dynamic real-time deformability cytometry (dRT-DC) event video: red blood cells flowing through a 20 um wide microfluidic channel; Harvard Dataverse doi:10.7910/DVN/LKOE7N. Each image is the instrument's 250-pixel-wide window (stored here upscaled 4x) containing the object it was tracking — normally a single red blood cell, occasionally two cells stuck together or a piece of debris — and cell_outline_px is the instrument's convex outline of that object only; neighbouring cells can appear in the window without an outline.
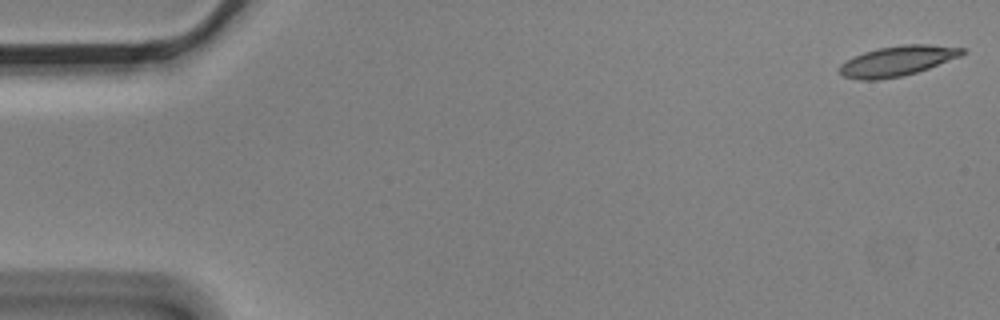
{"species": "Egyptian fruit bat (a non-hibernating species)", "species_latin": "Rousettus aegyptiacus", "temperature_condition": "cold", "stored_images_in_passage": 4, "camera_frame_rate_fps": 3000, "um_per_image_px": 0.085, "animal": {"sex": "male"}, "frame": {"image": 1, "passage_image": 1, "time_ms": 0.0, "image_size_px": [1000, 320], "cell_outline_px": [[968, 52], [960, 56], [928, 68], [916, 72], [900, 76], [880, 80], [860, 80], [844, 76], [840, 72], [840, 64], [864, 52], [880, 48], [904, 44], [928, 44], [964, 48]], "centroid_in_image_um": [76.3, 5.18], "position_along_channel_um": 8.7, "area_um2": 21.21}}